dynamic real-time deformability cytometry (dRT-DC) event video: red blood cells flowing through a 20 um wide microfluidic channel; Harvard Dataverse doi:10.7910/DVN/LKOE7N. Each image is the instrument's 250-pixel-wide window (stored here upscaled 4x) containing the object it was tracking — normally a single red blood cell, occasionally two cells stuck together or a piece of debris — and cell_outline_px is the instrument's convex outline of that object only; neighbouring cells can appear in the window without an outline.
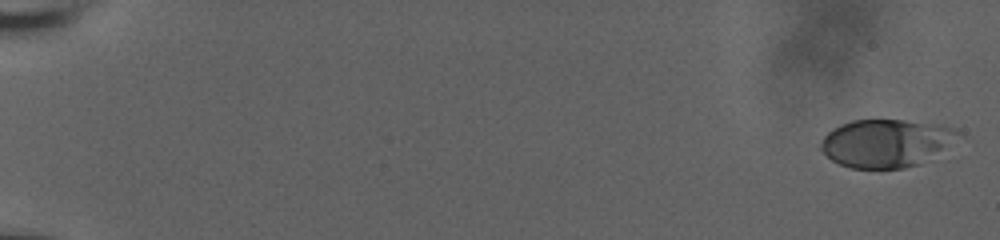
{"species": "human", "species_latin": "Homo sapiens", "temperature_condition": "room temperature", "stored_images_in_passage": 10, "camera_frame_rate_fps": 3000, "um_per_image_px": 0.085, "donor": {"sex": "male"}, "frame": {"image": 1, "passage_image": 1, "time_ms": 0.0, "image_size_px": [1000, 240], "cell_outline_px": [[964, 136], [920, 164], [904, 168], [852, 168], [840, 164], [832, 160], [820, 148], [820, 144], [824, 136], [832, 128], [840, 124], [852, 120], [904, 120], [944, 124], [956, 128]], "centroid_in_image_um": [75.38, 12.14], "position_along_channel_um": 9.6, "area_um2": 38.67}}
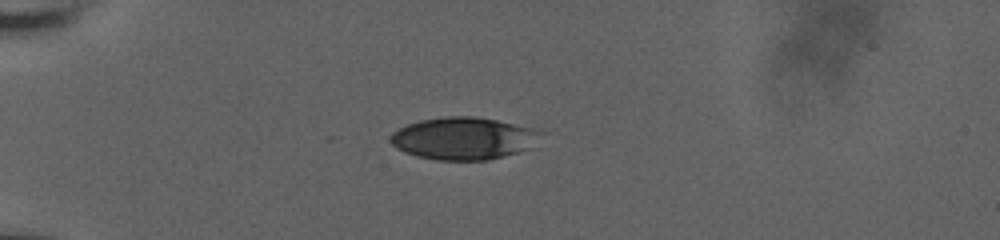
{"frame": {"image": 2, "passage_image": 7, "time_ms": 2.0, "image_size_px": [1000, 240], "cell_outline_px": [[544, 132], [524, 148], [516, 152], [488, 160], [436, 160], [416, 156], [404, 152], [396, 148], [392, 144], [392, 132], [408, 124], [420, 120], [444, 116], [476, 116], [540, 128]], "centroid_in_image_um": [39.37, 11.74], "position_along_channel_um": 45.6, "area_um2": 36.82}}
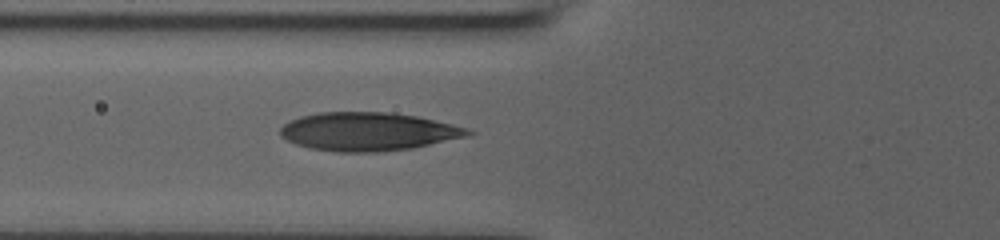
{"frame": {"image": 3, "passage_image": 10, "time_ms": 3.0, "image_size_px": [1000, 240], "cell_outline_px": [[476, 132], [464, 136], [412, 148], [380, 152], [336, 152], [308, 148], [296, 144], [280, 136], [280, 128], [284, 124], [300, 116], [316, 112], [388, 112], [416, 116], [452, 124], [468, 128]], "centroid_in_image_um": [31.24, 11.18], "position_along_channel_um": 94.6, "area_um2": 41.85}}